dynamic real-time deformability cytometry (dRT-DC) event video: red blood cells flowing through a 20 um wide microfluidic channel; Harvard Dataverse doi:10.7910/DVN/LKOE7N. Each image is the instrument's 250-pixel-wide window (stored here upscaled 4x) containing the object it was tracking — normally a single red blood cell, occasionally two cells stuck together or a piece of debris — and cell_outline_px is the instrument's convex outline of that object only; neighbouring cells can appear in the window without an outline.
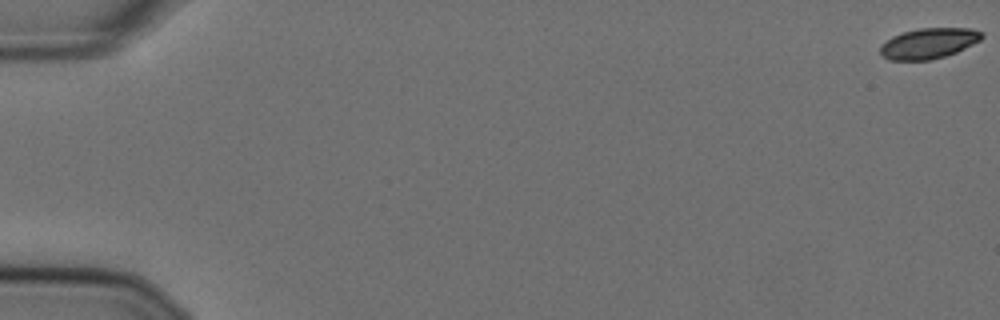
{"species": "Egyptian fruit bat (a non-hibernating species)", "species_latin": "Rousettus aegyptiacus", "temperature_condition": "cold", "stored_images_in_passage": 58, "camera_frame_rate_fps": 3000, "um_per_image_px": 0.085, "animal": {"sex": "female"}, "frame": {"image": 1, "passage_image": 1, "time_ms": 0.0, "image_size_px": [1000, 320], "cell_outline_px": [[984, 36], [980, 40], [956, 52], [932, 60], [888, 60], [880, 52], [880, 48], [892, 36], [904, 32], [920, 28], [972, 28], [984, 32]], "centroid_in_image_um": [78.98, 3.68], "position_along_channel_um": 6.0, "area_um2": 17.92}}
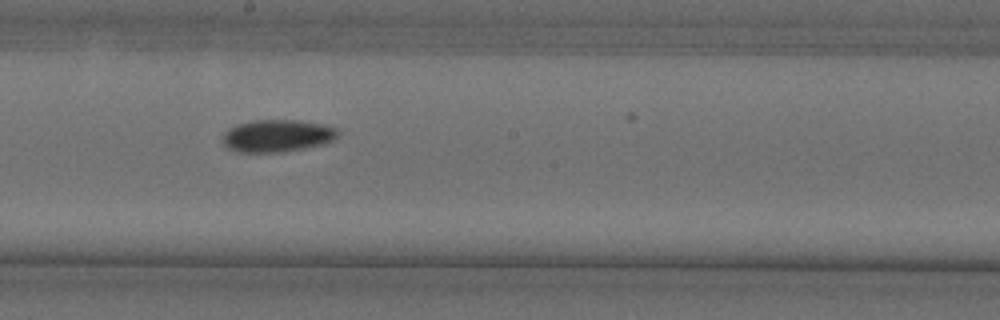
{"frame": {"image": 2, "passage_image": 33, "time_ms": 10.667, "image_size_px": [1000, 320], "cell_outline_px": [[336, 136], [332, 140], [324, 144], [284, 152], [240, 152], [228, 148], [220, 140], [224, 132], [236, 124], [252, 120], [300, 120], [324, 124], [336, 128]], "centroid_in_image_um": [23.52, 11.54], "position_along_channel_um": 224.7, "area_um2": 21.79}}
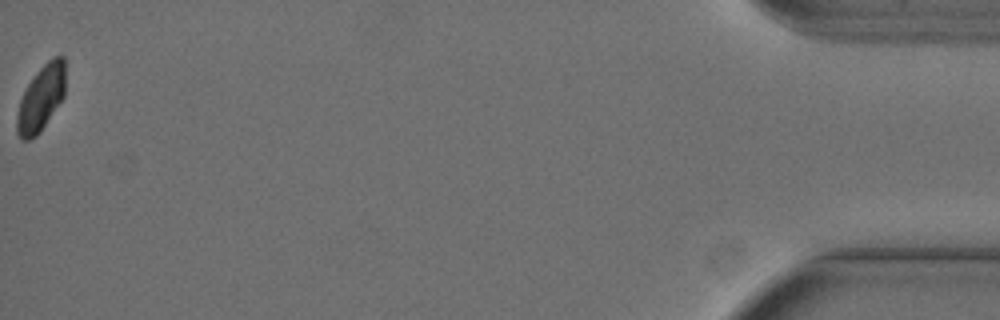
{"frame": {"image": 3, "passage_image": 58, "time_ms": 19.0, "image_size_px": [1000, 320], "cell_outline_px": [[64, 96], [40, 132], [36, 136], [28, 140], [20, 140], [16, 132], [16, 116], [20, 96], [36, 72], [52, 56], [64, 56]], "centroid_in_image_um": [3.45, 8.37], "position_along_channel_um": 431.8, "area_um2": 18.61}}